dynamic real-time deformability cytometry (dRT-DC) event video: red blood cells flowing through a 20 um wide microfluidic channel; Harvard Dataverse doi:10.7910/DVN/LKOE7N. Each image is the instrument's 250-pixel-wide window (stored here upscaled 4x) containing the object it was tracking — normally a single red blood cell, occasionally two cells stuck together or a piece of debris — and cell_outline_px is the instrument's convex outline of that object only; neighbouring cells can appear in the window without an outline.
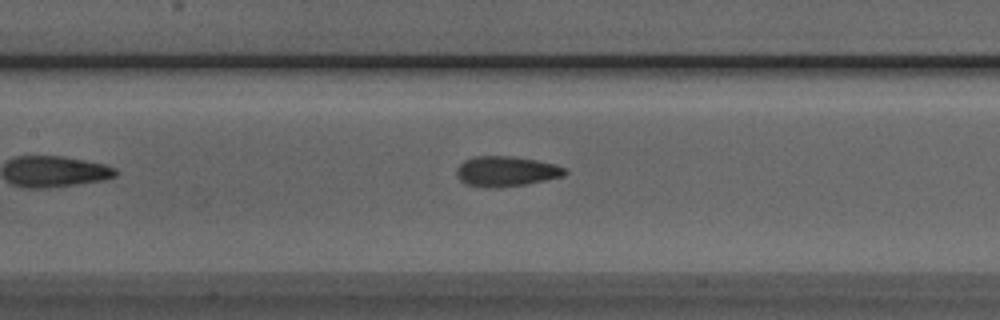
{"species": "Egyptian fruit bat (a non-hibernating species)", "species_latin": "Rousettus aegyptiacus", "temperature_condition": "room temperature", "stored_images_in_passage": 23, "camera_frame_rate_fps": 3000, "um_per_image_px": 0.085, "animal": {"sex": "male"}, "frame": {"image": 1, "passage_image": 10, "time_ms": 3.0, "image_size_px": [1000, 320], "cell_outline_px": [[568, 172], [564, 176], [524, 184], [492, 188], [484, 188], [464, 184], [456, 176], [456, 168], [464, 160], [476, 156], [512, 156], [536, 160], [556, 164], [568, 168]], "centroid_in_image_um": [43.01, 14.56], "position_along_channel_um": 164.4, "area_um2": 19.25}}
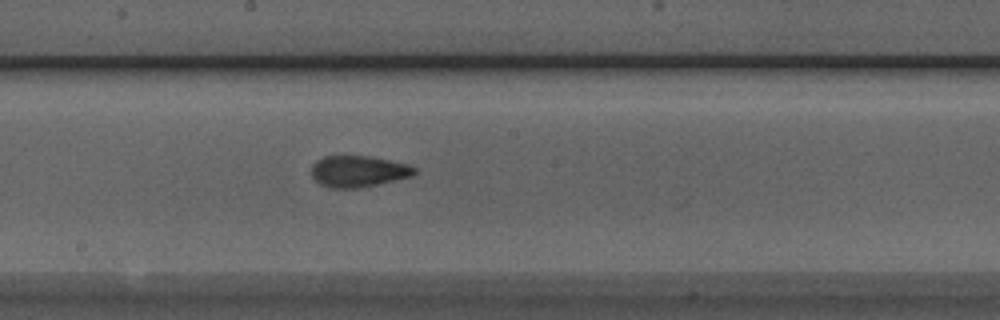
{"frame": {"image": 2, "passage_image": 14, "time_ms": 4.333, "image_size_px": [1000, 320], "cell_outline_px": [[416, 172], [412, 176], [380, 184], [356, 188], [328, 188], [320, 184], [312, 176], [312, 164], [316, 160], [324, 156], [368, 156], [408, 164], [416, 168]], "centroid_in_image_um": [30.45, 14.57], "position_along_channel_um": 217.8, "area_um2": 18.84}}